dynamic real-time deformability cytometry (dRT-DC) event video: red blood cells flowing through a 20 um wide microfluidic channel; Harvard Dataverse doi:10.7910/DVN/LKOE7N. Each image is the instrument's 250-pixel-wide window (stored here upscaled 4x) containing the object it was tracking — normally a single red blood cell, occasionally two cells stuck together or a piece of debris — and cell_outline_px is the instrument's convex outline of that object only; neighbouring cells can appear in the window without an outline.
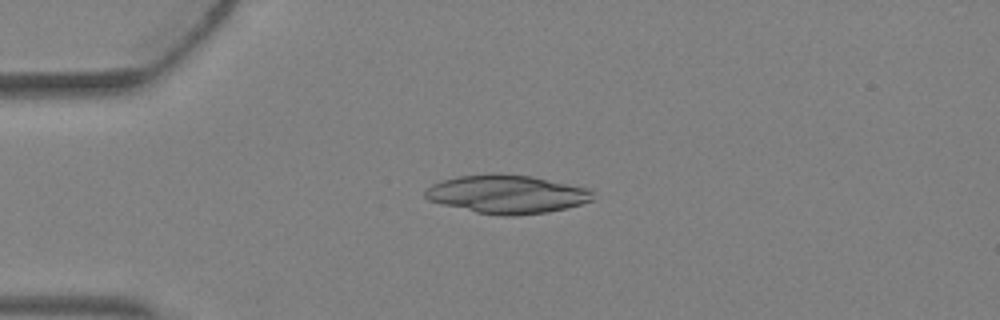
{"species": "Egyptian fruit bat (a non-hibernating species)", "species_latin": "Rousettus aegyptiacus", "temperature_condition": "warm", "stored_images_in_passage": 3, "camera_frame_rate_fps": 3000, "um_per_image_px": 0.085, "animal": {"sex": "female"}, "frame": {"image": 1, "passage_image": 3, "time_ms": 0.667, "image_size_px": [1000, 320], "cell_outline_px": [[596, 200], [548, 212], [512, 216], [504, 216], [476, 212], [440, 204], [428, 200], [424, 196], [424, 192], [432, 184], [440, 180], [460, 176], [492, 172], [500, 172], [532, 176], [588, 188], [592, 192]], "centroid_in_image_um": [43.07, 16.49], "position_along_channel_um": 41.9, "area_um2": 37.92}}